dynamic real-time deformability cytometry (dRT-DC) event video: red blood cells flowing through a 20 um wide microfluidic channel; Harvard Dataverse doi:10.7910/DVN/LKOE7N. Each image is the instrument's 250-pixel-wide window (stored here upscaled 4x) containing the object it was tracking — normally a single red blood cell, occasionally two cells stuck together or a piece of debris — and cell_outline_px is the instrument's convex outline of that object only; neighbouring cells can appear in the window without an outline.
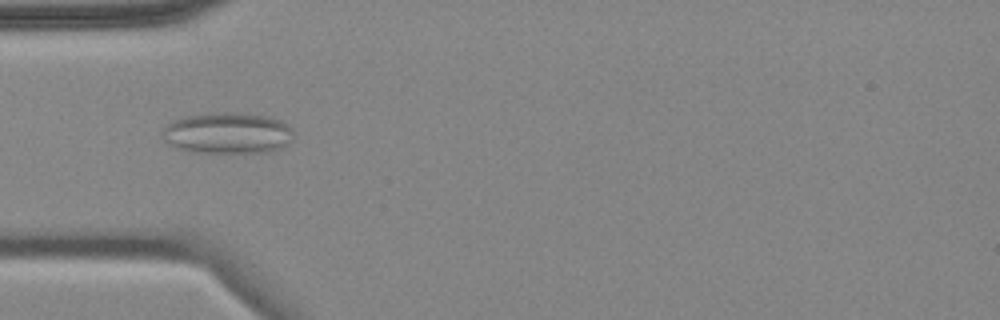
{"species": "common noctule bat (a hibernating species)", "species_latin": "Nyctalus noctula", "temperature_condition": "cold", "stored_images_in_passage": 7, "camera_frame_rate_fps": 3000, "um_per_image_px": 0.085, "animal": {"sex": "female", "body_mass_g": 18.4}, "frame": {"image": 1, "passage_image": 5, "time_ms": 5.0, "image_size_px": [1000, 320], "cell_outline_px": [[292, 140], [284, 148], [264, 152], [192, 152], [180, 148], [164, 140], [160, 136], [164, 128], [172, 120], [184, 116], [224, 112], [232, 112], [272, 116], [280, 120], [292, 128]], "centroid_in_image_um": [19.37, 11.3], "position_along_channel_um": 65.6, "area_um2": 31.56}}